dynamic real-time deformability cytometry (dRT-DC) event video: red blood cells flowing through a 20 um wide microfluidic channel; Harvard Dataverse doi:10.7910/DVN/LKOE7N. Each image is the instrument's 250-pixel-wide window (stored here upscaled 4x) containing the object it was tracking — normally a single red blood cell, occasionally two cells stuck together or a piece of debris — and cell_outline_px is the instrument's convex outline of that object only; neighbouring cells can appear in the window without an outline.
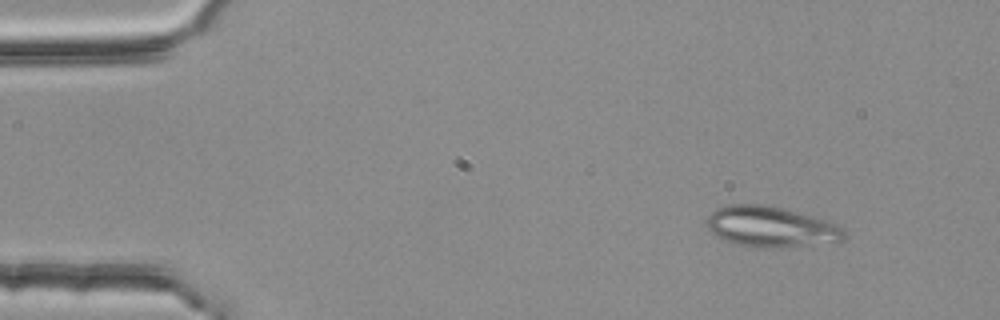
{"species": "common noctule bat (a hibernating species)", "species_latin": "Nyctalus noctula", "temperature_condition": "room temperature", "stored_images_in_passage": 3, "camera_frame_rate_fps": 3000, "um_per_image_px": 0.085, "animal": {"sex": "female", "body_mass_g": 25.1}, "frame": {"image": 1, "passage_image": 1, "time_ms": 0.0, "image_size_px": [1000, 320], "cell_outline_px": [[844, 240], [836, 244], [756, 248], [748, 248], [724, 240], [716, 236], [708, 228], [708, 216], [716, 208], [728, 204], [764, 204], [812, 216], [836, 224], [844, 228]], "centroid_in_image_um": [65.55, 19.3], "position_along_channel_um": 19.4, "area_um2": 32.77}}